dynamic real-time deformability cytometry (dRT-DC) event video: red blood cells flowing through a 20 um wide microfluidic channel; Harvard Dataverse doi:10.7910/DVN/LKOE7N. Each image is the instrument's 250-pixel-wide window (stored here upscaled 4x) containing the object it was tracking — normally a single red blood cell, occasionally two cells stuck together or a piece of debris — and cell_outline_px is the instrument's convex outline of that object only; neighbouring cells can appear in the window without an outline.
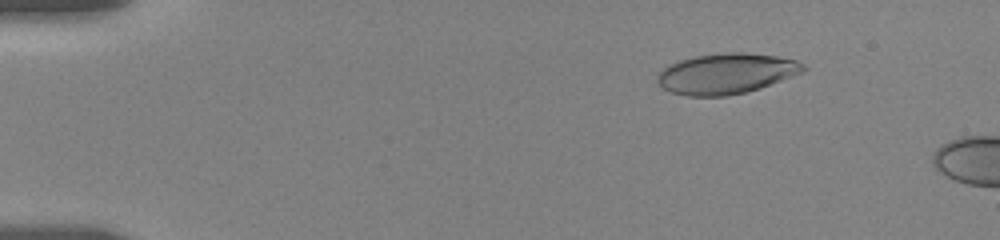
{"species": "human", "species_latin": "Homo sapiens", "temperature_condition": "room temperature", "stored_images_in_passage": 9, "camera_frame_rate_fps": 3000, "um_per_image_px": 0.085, "donor": {"sex": "female"}, "frame": {"image": 1, "passage_image": 6, "time_ms": 2.333, "image_size_px": [1000, 240], "cell_outline_px": [[808, 68], [804, 72], [760, 88], [744, 92], [724, 96], [688, 96], [672, 92], [664, 88], [656, 80], [660, 72], [668, 64], [692, 56], [728, 52], [744, 52], [776, 56], [796, 60], [804, 64]], "centroid_in_image_um": [61.76, 6.24], "position_along_channel_um": 23.2, "area_um2": 34.39}}